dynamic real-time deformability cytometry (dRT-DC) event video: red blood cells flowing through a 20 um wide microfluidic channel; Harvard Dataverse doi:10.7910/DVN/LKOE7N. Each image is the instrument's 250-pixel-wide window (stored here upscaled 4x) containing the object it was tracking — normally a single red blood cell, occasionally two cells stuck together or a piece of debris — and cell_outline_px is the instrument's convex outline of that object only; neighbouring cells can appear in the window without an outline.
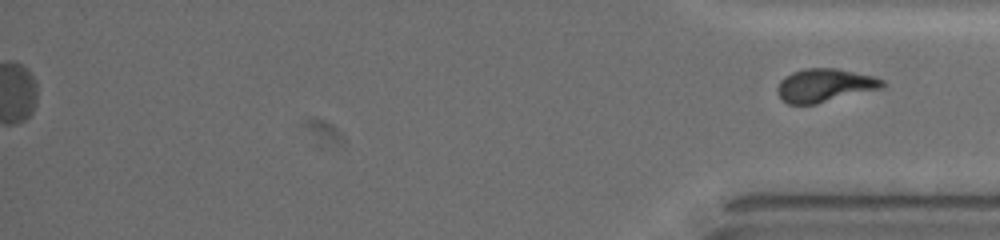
{"species": "common noctule bat (a hibernating species)", "species_latin": "Nyctalus noctula", "temperature_condition": "warm", "stored_images_in_passage": 50, "segment_of_instrument_passage": [2, 2], "camera_frame_rate_fps": 3000, "um_per_image_px": 0.085, "animal": {"sex": "female", "body_mass_g": 19.5, "forearm_length_mm": 54.1}, "frame": {"image": 1, "passage_image": 50, "time_ms": 16.333, "image_size_px": [1000, 240], "cell_outline_px": [[884, 84], [880, 88], [816, 104], [788, 104], [780, 96], [776, 88], [780, 80], [784, 76], [792, 72], [804, 68], [836, 68], [872, 76], [884, 80]], "centroid_in_image_um": [70.05, 7.24], "position_along_channel_um": 365.2, "area_um2": 20.11}}